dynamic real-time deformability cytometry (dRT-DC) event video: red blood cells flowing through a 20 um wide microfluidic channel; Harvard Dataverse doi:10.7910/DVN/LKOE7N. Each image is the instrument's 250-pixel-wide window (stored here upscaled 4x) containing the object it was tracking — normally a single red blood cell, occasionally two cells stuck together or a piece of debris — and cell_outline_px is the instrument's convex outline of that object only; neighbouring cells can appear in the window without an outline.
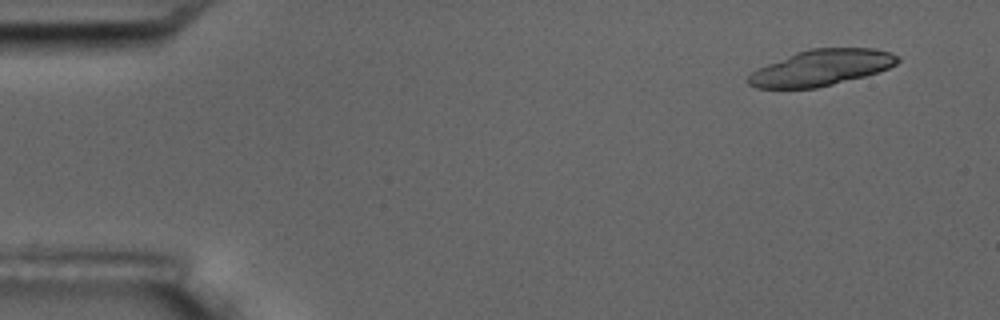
{"species": "common noctule bat (a hibernating species)", "species_latin": "Nyctalus noctula", "temperature_condition": "room temperature", "stored_images_in_passage": 3, "camera_frame_rate_fps": 3000, "um_per_image_px": 0.085, "animal": {"sex": "male", "body_mass_g": 17.5, "forearm_length_mm": 52.3}, "frame": {"image": 1, "passage_image": 1, "time_ms": 0.0, "image_size_px": [1000, 320], "cell_outline_px": [[900, 60], [896, 64], [888, 68], [864, 76], [816, 88], [756, 88], [748, 84], [748, 76], [752, 72], [768, 64], [796, 52], [808, 48], [876, 48], [892, 52], [900, 56]], "centroid_in_image_um": [69.85, 5.74], "position_along_channel_um": 15.2, "area_um2": 31.1}}